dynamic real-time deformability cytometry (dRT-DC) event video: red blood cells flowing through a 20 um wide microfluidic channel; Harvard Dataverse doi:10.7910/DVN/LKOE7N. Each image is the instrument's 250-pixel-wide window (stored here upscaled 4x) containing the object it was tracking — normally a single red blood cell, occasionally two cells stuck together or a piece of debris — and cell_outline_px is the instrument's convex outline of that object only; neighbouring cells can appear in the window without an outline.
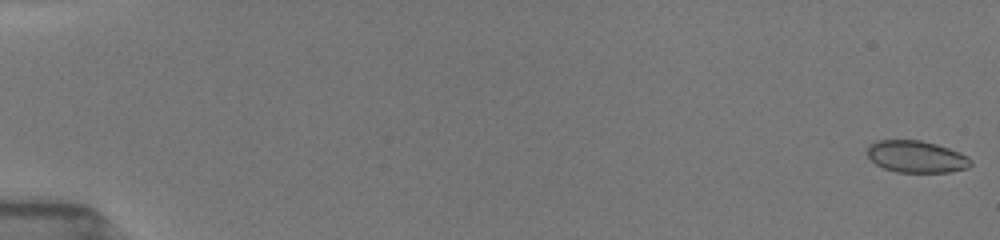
{"species": "common noctule bat (a hibernating species)", "species_latin": "Nyctalus noctula", "temperature_condition": "room temperature", "stored_images_in_passage": 53, "camera_frame_rate_fps": 3000, "um_per_image_px": 0.085, "animal": {"sex": "female", "body_mass_g": 19.5, "forearm_length_mm": 54.1}, "frame": {"image": 1, "passage_image": 1, "time_ms": 0.0, "image_size_px": [1000, 240], "cell_outline_px": [[972, 164], [968, 168], [948, 172], [896, 172], [884, 168], [876, 164], [868, 156], [868, 148], [876, 140], [920, 140], [936, 144], [948, 148], [972, 160]], "centroid_in_image_um": [77.88, 13.32], "position_along_channel_um": 7.1, "area_um2": 18.96}}
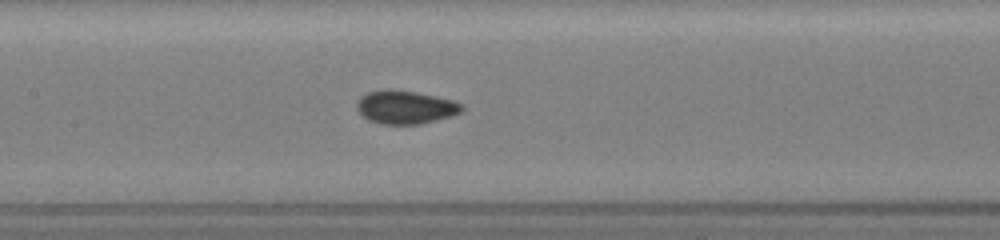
{"frame": {"image": 2, "passage_image": 27, "time_ms": 8.667, "image_size_px": [1000, 240], "cell_outline_px": [[464, 108], [460, 112], [436, 120], [420, 124], [380, 124], [368, 120], [356, 108], [356, 104], [360, 96], [368, 92], [384, 88], [392, 88], [416, 92], [436, 96], [452, 100], [460, 104]], "centroid_in_image_um": [34.4, 9.09], "position_along_channel_um": 173.0, "area_um2": 20.4}}
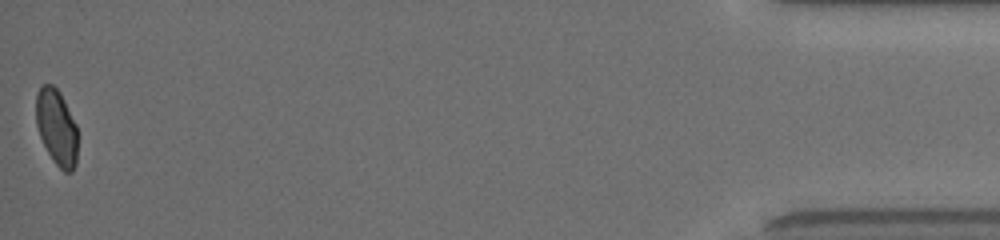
{"frame": {"image": 3, "passage_image": 53, "time_ms": 17.333, "image_size_px": [1000, 240], "cell_outline_px": [[76, 164], [72, 172], [64, 172], [52, 160], [40, 136], [36, 124], [36, 92], [44, 84], [52, 84], [60, 92], [76, 124]], "centroid_in_image_um": [4.8, 10.81], "position_along_channel_um": 430.4, "area_um2": 18.26}, "authors_computed_cell_mechanics": {"area_um2": 19.5942, "velocity_mm_per_s": 3.9603, "shape_relaxation_time_tau1_ms": null, "shape_relaxation_time_tau2_ms": 0.9964, "deformation_change_tau1": null, "deformation_change_tau2": 0.0547}}